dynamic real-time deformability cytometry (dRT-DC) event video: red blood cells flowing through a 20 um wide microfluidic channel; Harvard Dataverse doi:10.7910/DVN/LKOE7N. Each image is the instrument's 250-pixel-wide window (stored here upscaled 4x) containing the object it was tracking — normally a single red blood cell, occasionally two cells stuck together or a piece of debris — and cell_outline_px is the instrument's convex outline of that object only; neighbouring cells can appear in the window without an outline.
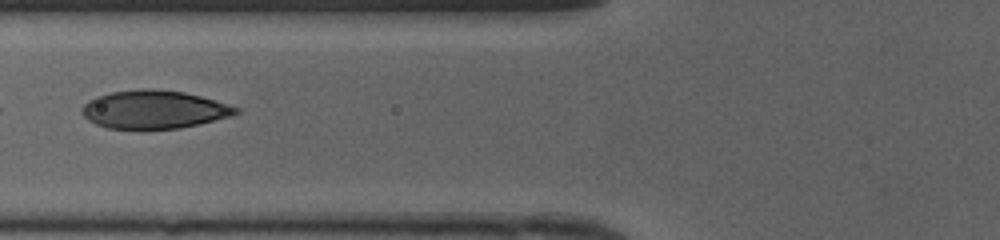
{"species": "human", "species_latin": "Homo sapiens", "temperature_condition": "cold", "stored_images_in_passage": 47, "segment_of_instrument_passage": [2, 2], "camera_frame_rate_fps": 3000, "um_per_image_px": 0.085, "donor": {"sex": "female"}, "frame": {"image": 1, "passage_image": 20, "time_ms": 6.333, "image_size_px": [1000, 240], "cell_outline_px": [[240, 112], [232, 116], [180, 128], [108, 128], [96, 124], [88, 120], [80, 112], [80, 108], [88, 100], [96, 96], [112, 92], [140, 88], [148, 88], [184, 92], [216, 100], [240, 108]], "centroid_in_image_um": [13.08, 9.29], "position_along_channel_um": 112.7, "area_um2": 34.22}}
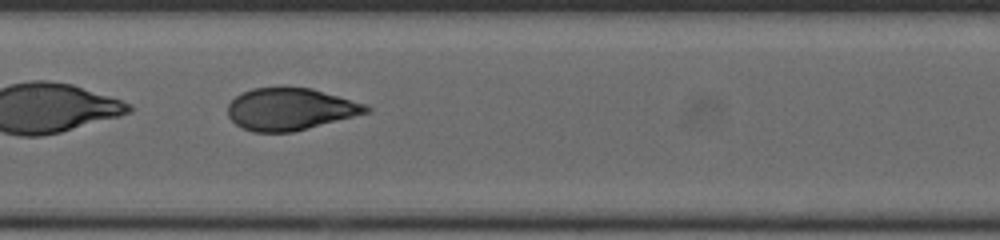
{"frame": {"image": 2, "passage_image": 25, "time_ms": 8.0, "image_size_px": [1000, 240], "cell_outline_px": [[372, 112], [292, 132], [252, 132], [236, 124], [228, 116], [228, 104], [236, 96], [252, 88], [312, 88], [368, 104], [372, 108]], "centroid_in_image_um": [24.73, 9.28], "position_along_channel_um": 182.7, "area_um2": 33.93}}
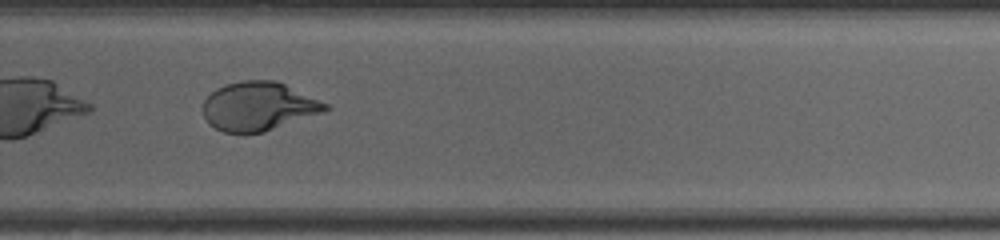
{"frame": {"image": 3, "passage_image": 34, "time_ms": 11.0, "image_size_px": [1000, 240], "cell_outline_px": [[332, 108], [324, 112], [264, 132], [224, 132], [208, 124], [204, 116], [204, 100], [216, 88], [224, 84], [240, 80], [276, 80], [328, 104]], "centroid_in_image_um": [21.98, 9.03], "position_along_channel_um": 307.8, "area_um2": 34.62}}